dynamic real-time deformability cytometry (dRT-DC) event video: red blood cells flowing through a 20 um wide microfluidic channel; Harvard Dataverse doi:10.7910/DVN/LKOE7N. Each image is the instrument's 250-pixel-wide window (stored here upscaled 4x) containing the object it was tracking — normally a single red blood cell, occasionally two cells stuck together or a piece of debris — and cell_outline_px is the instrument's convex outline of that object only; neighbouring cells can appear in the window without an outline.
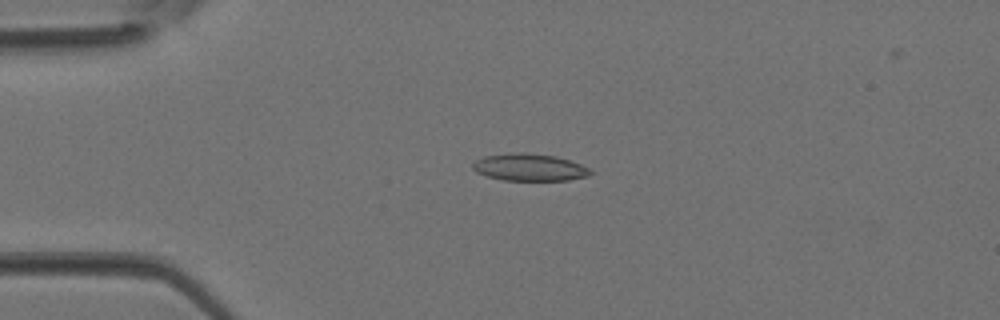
{"species": "Egyptian fruit bat (a non-hibernating species)", "species_latin": "Rousettus aegyptiacus", "temperature_condition": "room temperature", "stored_images_in_passage": 2, "camera_frame_rate_fps": 3000, "um_per_image_px": 0.085, "animal": {"sex": "female"}, "frame": {"image": 1, "passage_image": 1, "time_ms": 0.0, "image_size_px": [1000, 320], "cell_outline_px": [[592, 172], [588, 176], [568, 180], [504, 180], [488, 176], [476, 172], [472, 168], [472, 164], [476, 160], [484, 156], [512, 152], [524, 152], [556, 156], [580, 164], [588, 168]], "centroid_in_image_um": [44.98, 14.21], "position_along_channel_um": 40.0, "area_um2": 18.55}}